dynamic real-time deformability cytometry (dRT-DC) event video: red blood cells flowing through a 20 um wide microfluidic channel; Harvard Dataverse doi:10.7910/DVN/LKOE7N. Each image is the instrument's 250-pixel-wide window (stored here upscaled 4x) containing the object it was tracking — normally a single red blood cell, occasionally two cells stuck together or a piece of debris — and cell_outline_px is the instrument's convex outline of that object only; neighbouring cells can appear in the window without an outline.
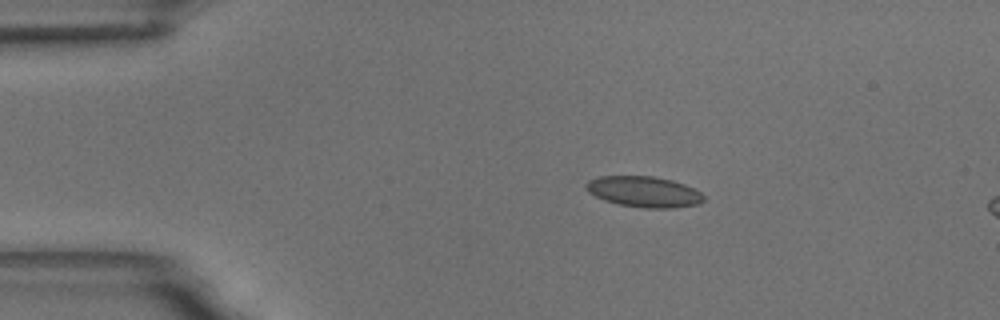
{"species": "common noctule bat (a hibernating species)", "species_latin": "Nyctalus noctula", "temperature_condition": "room temperature", "stored_images_in_passage": 16, "camera_frame_rate_fps": 3000, "um_per_image_px": 0.085, "animal": {"sex": "male", "body_mass_g": 18.8}, "frame": {"image": 1, "passage_image": 10, "time_ms": 3.0, "image_size_px": [1000, 320], "cell_outline_px": [[704, 200], [700, 204], [672, 208], [644, 208], [620, 204], [604, 200], [588, 192], [584, 188], [584, 184], [588, 180], [600, 176], [652, 176], [672, 180], [684, 184], [700, 192], [704, 196]], "centroid_in_image_um": [54.72, 16.29], "position_along_channel_um": 30.3, "area_um2": 21.15}}